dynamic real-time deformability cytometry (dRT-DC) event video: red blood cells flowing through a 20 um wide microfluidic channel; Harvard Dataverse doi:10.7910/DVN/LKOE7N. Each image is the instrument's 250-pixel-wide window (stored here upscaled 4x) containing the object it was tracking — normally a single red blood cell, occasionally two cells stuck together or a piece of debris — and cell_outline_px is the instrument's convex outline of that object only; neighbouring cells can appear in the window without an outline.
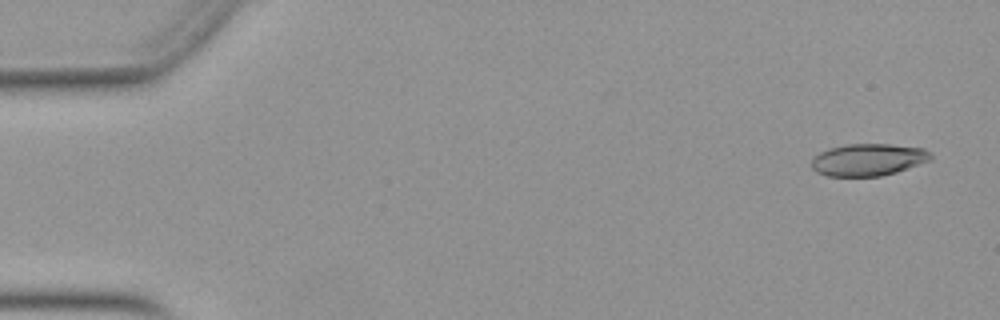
{"species": "Egyptian fruit bat (a non-hibernating species)", "species_latin": "Rousettus aegyptiacus", "temperature_condition": "warm", "stored_images_in_passage": 52, "camera_frame_rate_fps": 3000, "um_per_image_px": 0.085, "animal": {"sex": "female"}, "frame": {"image": 1, "passage_image": 3, "time_ms": 0.667, "image_size_px": [1000, 320], "cell_outline_px": [[932, 160], [896, 172], [880, 176], [828, 176], [816, 172], [812, 168], [812, 160], [820, 152], [828, 148], [848, 144], [892, 144], [924, 148], [932, 156]], "centroid_in_image_um": [73.81, 13.57], "position_along_channel_um": 11.2, "area_um2": 22.31}}
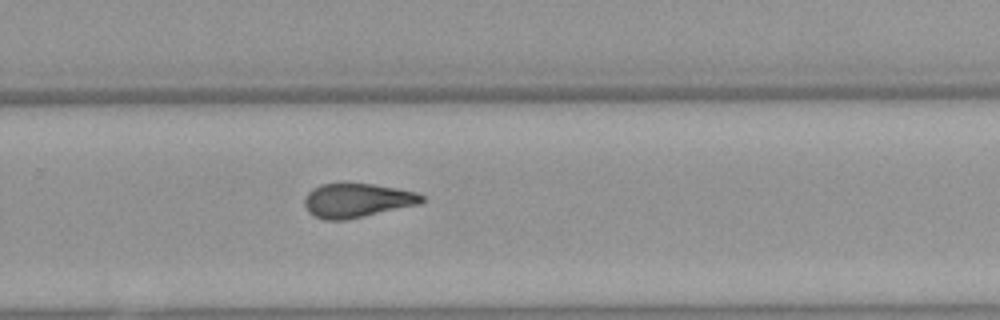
{"frame": {"image": 2, "passage_image": 35, "time_ms": 11.333, "image_size_px": [1000, 320], "cell_outline_px": [[424, 200], [420, 204], [344, 220], [324, 220], [308, 212], [304, 204], [304, 200], [308, 192], [312, 188], [320, 184], [372, 184], [396, 188], [416, 192], [424, 196]], "centroid_in_image_um": [30.33, 17.03], "position_along_channel_um": 299.5, "area_um2": 23.06}}
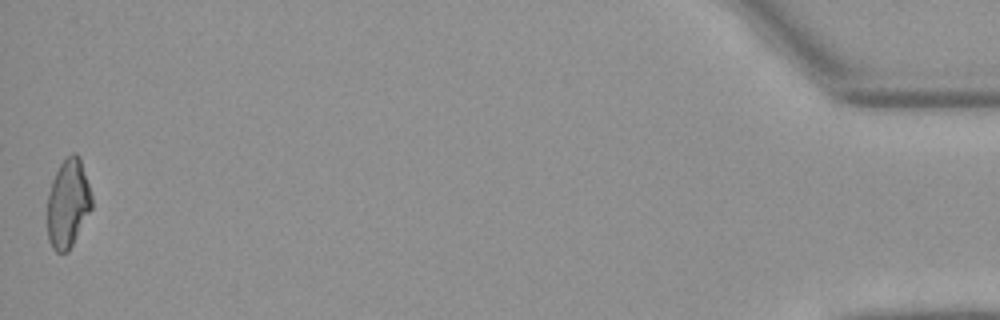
{"frame": {"image": 3, "passage_image": 52, "time_ms": 17.0, "image_size_px": [1000, 320], "cell_outline_px": [[92, 208], [68, 252], [56, 252], [52, 248], [48, 240], [48, 192], [52, 180], [60, 164], [72, 152], [76, 152], [80, 156], [92, 196]], "centroid_in_image_um": [5.78, 17.28], "position_along_channel_um": 429.4, "area_um2": 22.89}, "authors_computed_cell_mechanics": {"area_um2": 23.2934, "velocity_mm_per_s": 3.9668, "shape_relaxation_time_tau1_ms": null, "shape_relaxation_time_tau2_ms": 2.1782, "deformation_change_tau1": null, "deformation_change_tau2": 0.1063}}